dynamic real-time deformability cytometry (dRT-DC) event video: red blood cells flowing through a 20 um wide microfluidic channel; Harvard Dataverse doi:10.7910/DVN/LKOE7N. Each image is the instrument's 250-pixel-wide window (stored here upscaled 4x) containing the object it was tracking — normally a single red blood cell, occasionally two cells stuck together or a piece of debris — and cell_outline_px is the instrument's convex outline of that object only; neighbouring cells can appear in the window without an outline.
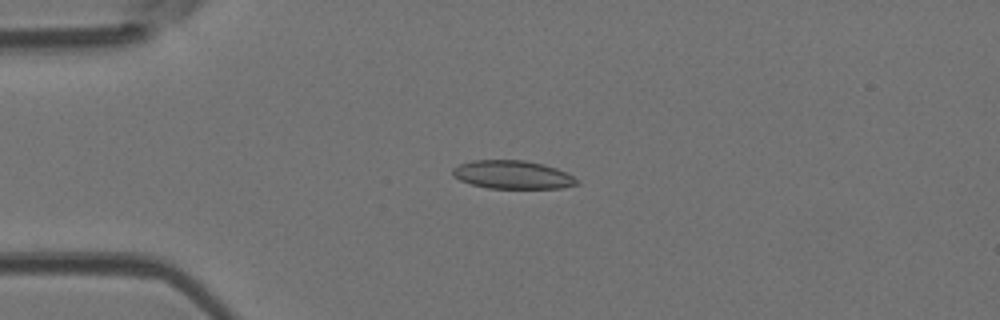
{"species": "Egyptian fruit bat (a non-hibernating species)", "species_latin": "Rousettus aegyptiacus", "temperature_condition": "room temperature", "stored_images_in_passage": 5, "camera_frame_rate_fps": 3000, "um_per_image_px": 0.085, "animal": {"sex": "female"}, "frame": {"image": 1, "passage_image": 4, "time_ms": 1.0, "image_size_px": [1000, 320], "cell_outline_px": [[580, 184], [564, 188], [488, 188], [472, 184], [460, 180], [452, 176], [452, 168], [460, 164], [472, 160], [524, 160], [544, 164], [556, 168], [580, 180]], "centroid_in_image_um": [43.58, 14.85], "position_along_channel_um": 41.4, "area_um2": 20.58}}